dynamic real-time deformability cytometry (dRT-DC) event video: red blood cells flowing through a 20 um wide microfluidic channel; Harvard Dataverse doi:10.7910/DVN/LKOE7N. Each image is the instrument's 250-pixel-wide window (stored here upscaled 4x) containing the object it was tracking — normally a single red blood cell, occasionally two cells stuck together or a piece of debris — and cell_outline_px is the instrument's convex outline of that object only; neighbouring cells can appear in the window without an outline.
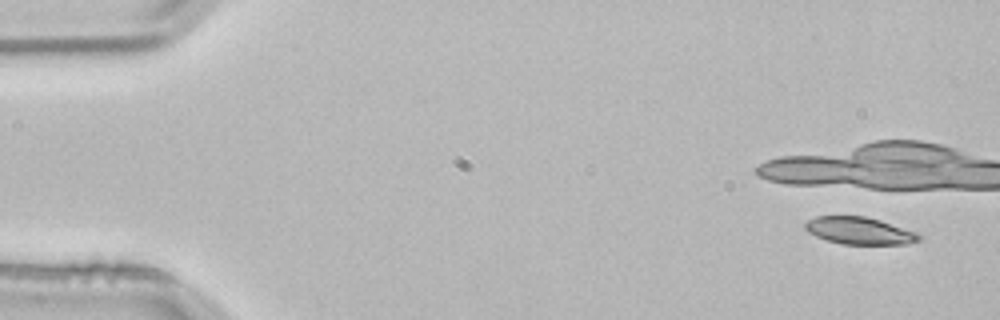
{"species": "common noctule bat (a hibernating species)", "species_latin": "Nyctalus noctula", "temperature_condition": "room temperature", "stored_images_in_passage": 2, "camera_frame_rate_fps": 3000, "um_per_image_px": 0.085, "animal": {"sex": "male", "body_mass_g": 21.5, "forearm_length_mm": 52.0}, "frame": {"image": 1, "passage_image": 1, "time_ms": 0.0, "image_size_px": [1000, 320], "cell_outline_px": [[920, 240], [908, 244], [840, 244], [816, 236], [808, 232], [804, 228], [804, 224], [808, 220], [816, 216], [864, 216], [880, 220], [916, 232], [920, 236]], "centroid_in_image_um": [73.03, 19.61], "position_along_channel_um": 12.0, "area_um2": 17.98}}